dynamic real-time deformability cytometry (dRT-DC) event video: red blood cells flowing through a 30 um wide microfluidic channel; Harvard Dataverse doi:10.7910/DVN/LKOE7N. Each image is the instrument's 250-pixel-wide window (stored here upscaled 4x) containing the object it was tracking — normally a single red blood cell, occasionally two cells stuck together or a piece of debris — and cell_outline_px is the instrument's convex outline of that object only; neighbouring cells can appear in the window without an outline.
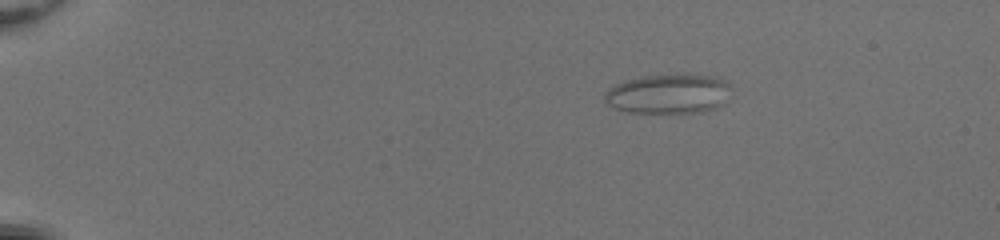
{"species": "common noctule bat (a hibernating species)", "species_latin": "Nyctalus noctula", "temperature_condition": "room temperature", "stored_images_in_passage": 43, "camera_frame_rate_fps": 3000, "um_per_image_px": 0.085, "animal": {"sex": "female", "body_mass_g": 20.0, "forearm_length_mm": 54.0}, "frame": {"image": 1, "passage_image": 1, "time_ms": 0.0, "image_size_px": [1000, 240], "cell_outline_px": [[732, 96], [724, 104], [716, 108], [704, 112], [628, 112], [616, 108], [608, 104], [604, 100], [604, 92], [608, 88], [624, 80], [644, 76], [688, 72], [716, 76], [728, 80], [732, 88]], "centroid_in_image_um": [56.93, 7.93], "position_along_channel_um": 28.1, "area_um2": 30.29}}
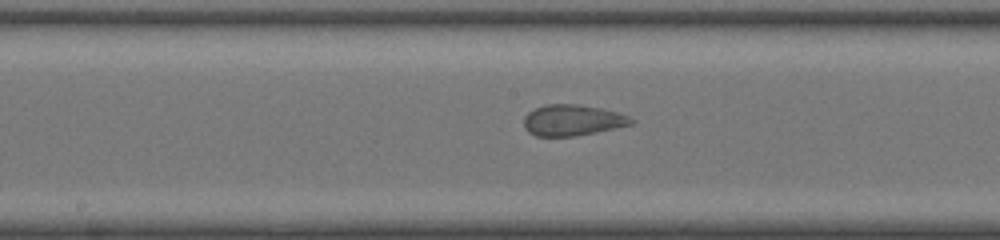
{"frame": {"image": 2, "passage_image": 21, "time_ms": 6.667, "image_size_px": [1000, 240], "cell_outline_px": [[636, 120], [632, 124], [596, 132], [576, 136], [536, 136], [528, 132], [524, 128], [524, 116], [528, 112], [544, 104], [576, 104], [600, 108], [616, 112], [628, 116]], "centroid_in_image_um": [48.63, 10.22], "position_along_channel_um": 199.6, "area_um2": 19.36}}
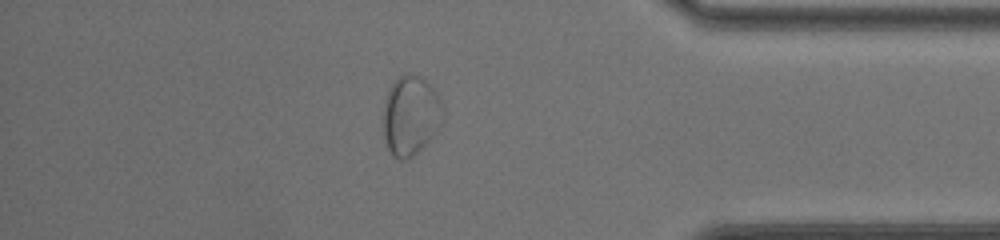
{"frame": {"image": 3, "passage_image": 37, "time_ms": 12.0, "image_size_px": [1000, 240], "cell_outline_px": [[444, 120], [436, 132], [412, 156], [404, 160], [400, 160], [392, 156], [388, 148], [384, 136], [384, 100], [388, 88], [400, 76], [420, 76], [432, 88], [440, 100], [444, 108]], "centroid_in_image_um": [34.9, 9.84], "position_along_channel_um": 400.3, "area_um2": 27.28}}